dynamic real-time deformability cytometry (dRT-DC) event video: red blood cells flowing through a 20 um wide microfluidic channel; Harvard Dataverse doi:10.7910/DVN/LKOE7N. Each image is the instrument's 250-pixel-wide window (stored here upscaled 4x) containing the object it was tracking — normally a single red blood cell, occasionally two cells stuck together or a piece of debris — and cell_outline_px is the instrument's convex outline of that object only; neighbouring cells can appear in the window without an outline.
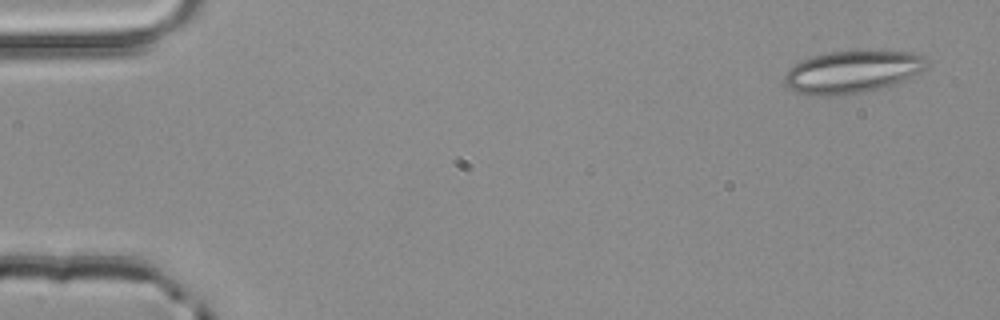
{"species": "common noctule bat (a hibernating species)", "species_latin": "Nyctalus noctula", "temperature_condition": "room temperature", "stored_images_in_passage": 4, "camera_frame_rate_fps": 3000, "um_per_image_px": 0.085, "animal": {"sex": "male", "body_mass_g": 20.4}, "frame": {"image": 1, "passage_image": 1, "time_ms": 0.0, "image_size_px": [1000, 320], "cell_outline_px": [[928, 64], [920, 72], [900, 84], [840, 96], [816, 96], [800, 92], [788, 88], [784, 84], [784, 76], [788, 68], [812, 56], [828, 52], [912, 52], [924, 56], [928, 60]], "centroid_in_image_um": [72.46, 6.13], "position_along_channel_um": 12.5, "area_um2": 35.03}}
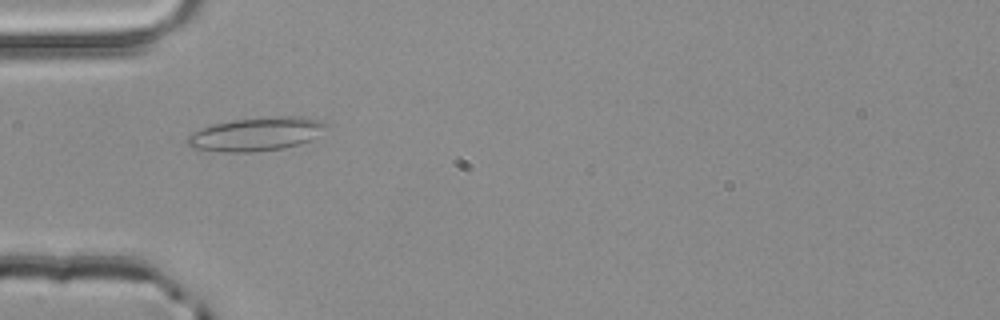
{"frame": {"image": 2, "passage_image": 4, "time_ms": 1.0, "image_size_px": [1000, 320], "cell_outline_px": [[328, 124], [312, 140], [300, 144], [280, 148], [252, 152], [220, 152], [192, 148], [184, 140], [192, 132], [212, 124], [232, 120], [272, 116], [300, 116], [320, 120]], "centroid_in_image_um": [21.74, 11.39], "position_along_channel_um": 63.3, "area_um2": 27.17}}